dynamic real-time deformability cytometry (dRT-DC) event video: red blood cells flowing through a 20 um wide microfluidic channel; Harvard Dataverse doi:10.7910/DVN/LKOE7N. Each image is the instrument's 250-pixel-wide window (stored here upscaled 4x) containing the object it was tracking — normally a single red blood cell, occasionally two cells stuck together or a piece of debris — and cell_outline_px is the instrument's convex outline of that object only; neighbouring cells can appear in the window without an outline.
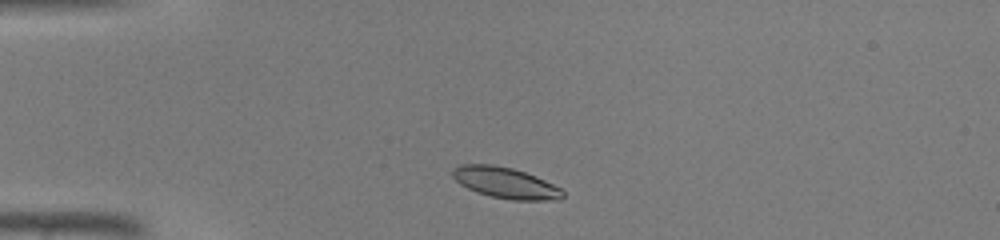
{"species": "common noctule bat (a hibernating species)", "species_latin": "Nyctalus noctula", "temperature_condition": "warm", "stored_images_in_passage": 37, "camera_frame_rate_fps": 3000, "um_per_image_px": 0.085, "animal": {"sex": "male", "body_mass_g": 19.0, "forearm_length_mm": 50.8}, "frame": {"image": 1, "passage_image": 3, "time_ms": 0.667, "image_size_px": [1000, 240], "cell_outline_px": [[564, 196], [560, 200], [512, 200], [492, 196], [476, 192], [460, 184], [452, 176], [452, 172], [460, 164], [492, 164], [512, 168], [536, 176], [560, 188], [564, 192]], "centroid_in_image_um": [42.98, 15.54], "position_along_channel_um": 42.0, "area_um2": 19.77}}
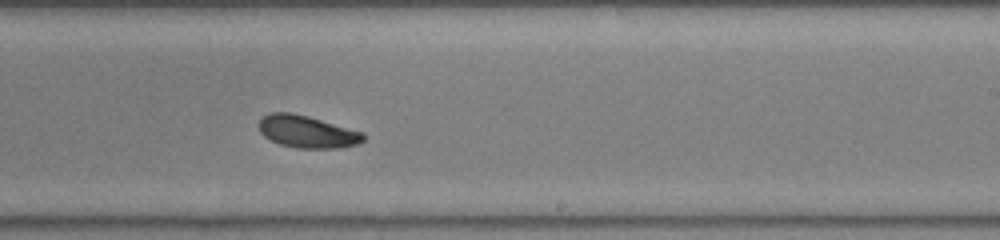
{"frame": {"image": 2, "passage_image": 20, "time_ms": 6.333, "image_size_px": [1000, 240], "cell_outline_px": [[364, 140], [356, 144], [340, 148], [296, 148], [280, 144], [264, 136], [260, 132], [260, 120], [264, 116], [272, 112], [292, 112], [308, 116], [364, 132]], "centroid_in_image_um": [26.12, 11.19], "position_along_channel_um": 262.9, "area_um2": 19.54}}
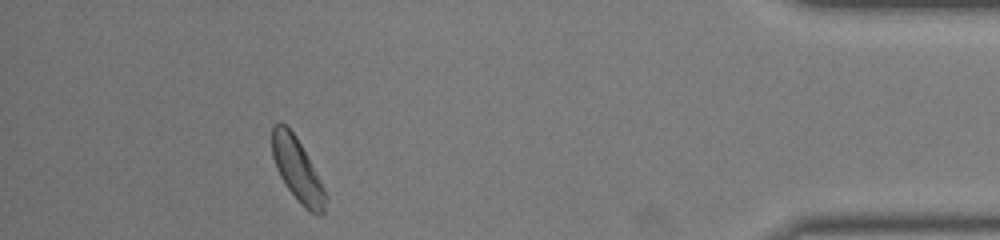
{"frame": {"image": 3, "passage_image": 33, "time_ms": 10.667, "image_size_px": [1000, 240], "cell_outline_px": [[328, 196], [324, 212], [320, 216], [308, 212], [304, 208], [284, 184], [276, 168], [272, 156], [272, 124], [280, 120], [296, 136], [320, 180]], "centroid_in_image_um": [25.27, 14.45], "position_along_channel_um": 409.9, "area_um2": 19.77}}